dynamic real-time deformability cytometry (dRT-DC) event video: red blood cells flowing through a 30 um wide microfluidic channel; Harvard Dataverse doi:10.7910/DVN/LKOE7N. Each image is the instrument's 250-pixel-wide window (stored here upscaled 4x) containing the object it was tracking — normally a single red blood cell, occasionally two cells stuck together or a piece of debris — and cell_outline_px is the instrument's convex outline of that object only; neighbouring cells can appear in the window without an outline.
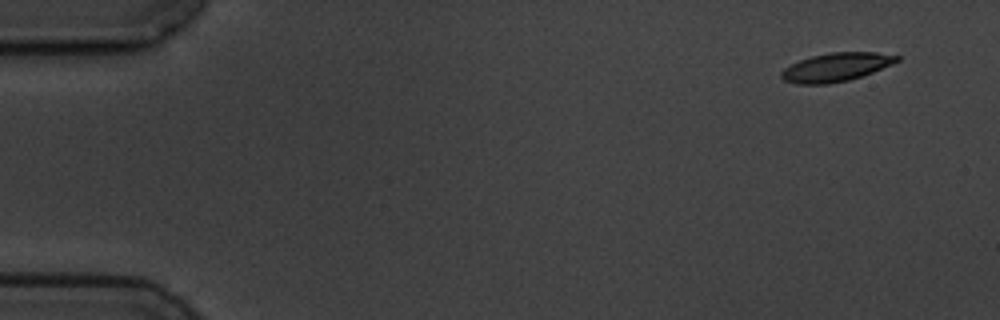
{"species": "common noctule bat (a hibernating species)", "species_latin": "Nyctalus noctula", "temperature_condition": "cold", "stored_images_in_passage": 4, "camera_frame_rate_fps": 3000, "um_per_image_px": 0.085, "animal": {"sex": "male", "body_mass_g": 19.5, "forearm_length_mm": 54.6}, "frame": {"image": 1, "passage_image": 1, "time_ms": 0.0, "image_size_px": [1000, 320], "cell_outline_px": [[900, 60], [892, 64], [872, 72], [848, 80], [828, 84], [796, 84], [784, 80], [780, 76], [780, 72], [784, 68], [800, 60], [812, 56], [832, 52], [876, 52], [900, 56]], "centroid_in_image_um": [71.05, 5.71], "position_along_channel_um": 13.9, "area_um2": 19.07}}